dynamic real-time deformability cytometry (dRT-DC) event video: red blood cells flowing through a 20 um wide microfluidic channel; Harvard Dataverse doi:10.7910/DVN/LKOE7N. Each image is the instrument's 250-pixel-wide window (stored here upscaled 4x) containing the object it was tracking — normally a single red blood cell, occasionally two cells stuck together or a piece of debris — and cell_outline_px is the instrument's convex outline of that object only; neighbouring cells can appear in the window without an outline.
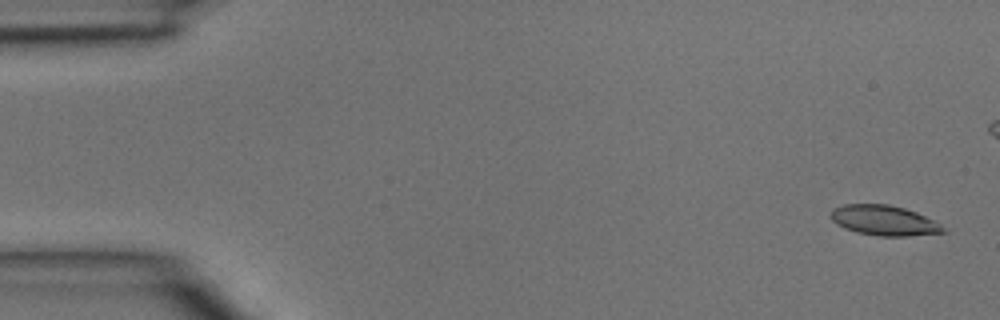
{"species": "common noctule bat (a hibernating species)", "species_latin": "Nyctalus noctula", "temperature_condition": "room temperature", "stored_images_in_passage": 5, "camera_frame_rate_fps": 3000, "um_per_image_px": 0.085, "animal": {"sex": "male", "body_mass_g": 15.6}, "frame": {"image": 1, "passage_image": 1, "time_ms": 0.0, "image_size_px": [1000, 320], "cell_outline_px": [[948, 232], [908, 236], [880, 236], [856, 232], [844, 228], [836, 224], [828, 216], [832, 208], [844, 204], [888, 204], [904, 208], [916, 212], [940, 224]], "centroid_in_image_um": [75.1, 18.73], "position_along_channel_um": 9.9, "area_um2": 19.83}}